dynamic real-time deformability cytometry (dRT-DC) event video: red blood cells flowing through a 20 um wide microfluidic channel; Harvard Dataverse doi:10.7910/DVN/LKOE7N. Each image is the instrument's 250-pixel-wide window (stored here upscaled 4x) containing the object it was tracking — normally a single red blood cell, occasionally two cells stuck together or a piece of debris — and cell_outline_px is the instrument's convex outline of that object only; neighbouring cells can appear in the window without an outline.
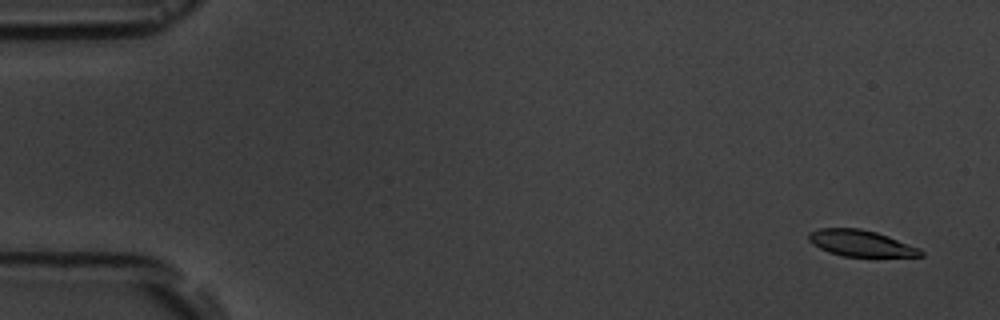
{"species": "common noctule bat (a hibernating species)", "species_latin": "Nyctalus noctula", "temperature_condition": "room temperature", "stored_images_in_passage": 5, "camera_frame_rate_fps": 3000, "um_per_image_px": 0.085, "animal": {"sex": "male", "body_mass_g": 19.5, "forearm_length_mm": 54.6}, "frame": {"image": 1, "passage_image": 1, "time_ms": 0.0, "image_size_px": [1000, 320], "cell_outline_px": [[924, 256], [844, 256], [828, 252], [812, 244], [808, 240], [808, 232], [820, 228], [860, 228], [876, 232], [888, 236], [920, 248], [924, 252]], "centroid_in_image_um": [73.15, 20.67], "position_along_channel_um": 11.8, "area_um2": 17.11}}
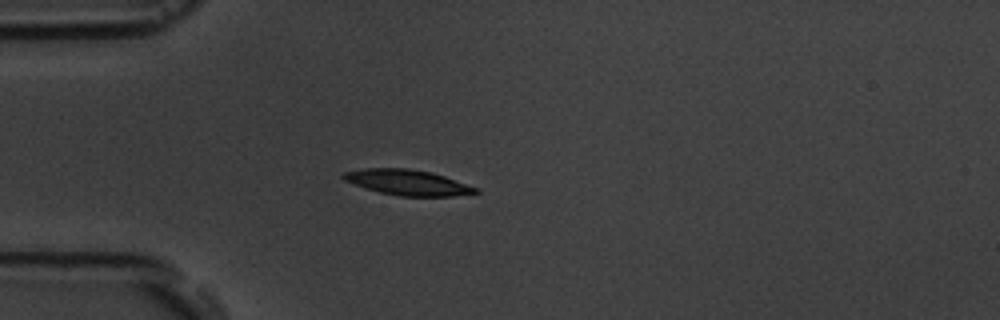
{"frame": {"image": 2, "passage_image": 4, "time_ms": 4.333, "image_size_px": [1000, 320], "cell_outline_px": [[480, 192], [452, 196], [400, 196], [380, 192], [344, 180], [340, 176], [344, 172], [364, 168], [408, 168], [432, 172], [480, 188]], "centroid_in_image_um": [34.69, 15.5], "position_along_channel_um": 50.3, "area_um2": 19.54}}